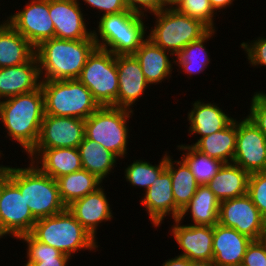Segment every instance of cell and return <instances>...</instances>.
I'll list each match as a JSON object with an SVG mask.
<instances>
[{
	"mask_svg": "<svg viewBox=\"0 0 266 266\" xmlns=\"http://www.w3.org/2000/svg\"><path fill=\"white\" fill-rule=\"evenodd\" d=\"M133 112L125 108L100 106L85 119V137L111 151L119 159H124L128 155V123Z\"/></svg>",
	"mask_w": 266,
	"mask_h": 266,
	"instance_id": "52a82bcc",
	"label": "cell"
},
{
	"mask_svg": "<svg viewBox=\"0 0 266 266\" xmlns=\"http://www.w3.org/2000/svg\"><path fill=\"white\" fill-rule=\"evenodd\" d=\"M249 174L266 171V137L246 116L237 120L233 162Z\"/></svg>",
	"mask_w": 266,
	"mask_h": 266,
	"instance_id": "4fadbf2b",
	"label": "cell"
},
{
	"mask_svg": "<svg viewBox=\"0 0 266 266\" xmlns=\"http://www.w3.org/2000/svg\"><path fill=\"white\" fill-rule=\"evenodd\" d=\"M179 12L201 21L210 30H216L215 16L217 12L212 8L209 0H183L176 8Z\"/></svg>",
	"mask_w": 266,
	"mask_h": 266,
	"instance_id": "d590c367",
	"label": "cell"
},
{
	"mask_svg": "<svg viewBox=\"0 0 266 266\" xmlns=\"http://www.w3.org/2000/svg\"><path fill=\"white\" fill-rule=\"evenodd\" d=\"M216 31L209 30L203 37L192 41L175 56V64L179 68L177 69L178 73L183 71L191 77V75L200 74L207 69L212 59H210L208 49H206V43L216 36Z\"/></svg>",
	"mask_w": 266,
	"mask_h": 266,
	"instance_id": "4dcf8cb0",
	"label": "cell"
},
{
	"mask_svg": "<svg viewBox=\"0 0 266 266\" xmlns=\"http://www.w3.org/2000/svg\"><path fill=\"white\" fill-rule=\"evenodd\" d=\"M77 79L91 91L100 106L117 107L119 83L113 53L96 47Z\"/></svg>",
	"mask_w": 266,
	"mask_h": 266,
	"instance_id": "9c48e42d",
	"label": "cell"
},
{
	"mask_svg": "<svg viewBox=\"0 0 266 266\" xmlns=\"http://www.w3.org/2000/svg\"><path fill=\"white\" fill-rule=\"evenodd\" d=\"M144 193L140 202L153 227H160L167 216L178 219L181 210L175 205L171 175L166 169Z\"/></svg>",
	"mask_w": 266,
	"mask_h": 266,
	"instance_id": "ac0fdd59",
	"label": "cell"
},
{
	"mask_svg": "<svg viewBox=\"0 0 266 266\" xmlns=\"http://www.w3.org/2000/svg\"><path fill=\"white\" fill-rule=\"evenodd\" d=\"M247 194L266 220V171L250 174Z\"/></svg>",
	"mask_w": 266,
	"mask_h": 266,
	"instance_id": "8d00e7d4",
	"label": "cell"
},
{
	"mask_svg": "<svg viewBox=\"0 0 266 266\" xmlns=\"http://www.w3.org/2000/svg\"><path fill=\"white\" fill-rule=\"evenodd\" d=\"M237 139V119L226 128L203 138H197L191 145L203 154L220 160L224 164L232 163Z\"/></svg>",
	"mask_w": 266,
	"mask_h": 266,
	"instance_id": "83f0119b",
	"label": "cell"
},
{
	"mask_svg": "<svg viewBox=\"0 0 266 266\" xmlns=\"http://www.w3.org/2000/svg\"><path fill=\"white\" fill-rule=\"evenodd\" d=\"M212 8L217 12H221L227 7L233 5V1L235 0H209Z\"/></svg>",
	"mask_w": 266,
	"mask_h": 266,
	"instance_id": "ee69618b",
	"label": "cell"
},
{
	"mask_svg": "<svg viewBox=\"0 0 266 266\" xmlns=\"http://www.w3.org/2000/svg\"><path fill=\"white\" fill-rule=\"evenodd\" d=\"M82 168L96 175L101 181L106 180L109 174L114 173L119 158L100 144L87 139L85 136L78 146Z\"/></svg>",
	"mask_w": 266,
	"mask_h": 266,
	"instance_id": "f1b7e54d",
	"label": "cell"
},
{
	"mask_svg": "<svg viewBox=\"0 0 266 266\" xmlns=\"http://www.w3.org/2000/svg\"><path fill=\"white\" fill-rule=\"evenodd\" d=\"M250 174L234 163L223 164L207 184L219 201L236 198L248 193Z\"/></svg>",
	"mask_w": 266,
	"mask_h": 266,
	"instance_id": "4316f807",
	"label": "cell"
},
{
	"mask_svg": "<svg viewBox=\"0 0 266 266\" xmlns=\"http://www.w3.org/2000/svg\"><path fill=\"white\" fill-rule=\"evenodd\" d=\"M162 266H190V260L183 256H175L171 259L165 260Z\"/></svg>",
	"mask_w": 266,
	"mask_h": 266,
	"instance_id": "7bdbcfd3",
	"label": "cell"
},
{
	"mask_svg": "<svg viewBox=\"0 0 266 266\" xmlns=\"http://www.w3.org/2000/svg\"><path fill=\"white\" fill-rule=\"evenodd\" d=\"M31 234L71 258L82 250L96 252L100 246L68 208L56 215L38 219Z\"/></svg>",
	"mask_w": 266,
	"mask_h": 266,
	"instance_id": "5b68a950",
	"label": "cell"
},
{
	"mask_svg": "<svg viewBox=\"0 0 266 266\" xmlns=\"http://www.w3.org/2000/svg\"><path fill=\"white\" fill-rule=\"evenodd\" d=\"M85 136V120L44 115L34 149L78 148Z\"/></svg>",
	"mask_w": 266,
	"mask_h": 266,
	"instance_id": "5bb4252c",
	"label": "cell"
},
{
	"mask_svg": "<svg viewBox=\"0 0 266 266\" xmlns=\"http://www.w3.org/2000/svg\"><path fill=\"white\" fill-rule=\"evenodd\" d=\"M63 203L69 206L73 201L96 191L103 184L96 175L87 170H79L56 179Z\"/></svg>",
	"mask_w": 266,
	"mask_h": 266,
	"instance_id": "1f68e13d",
	"label": "cell"
},
{
	"mask_svg": "<svg viewBox=\"0 0 266 266\" xmlns=\"http://www.w3.org/2000/svg\"><path fill=\"white\" fill-rule=\"evenodd\" d=\"M253 240L231 227L213 226V263L215 266H241L247 247Z\"/></svg>",
	"mask_w": 266,
	"mask_h": 266,
	"instance_id": "ffe728a7",
	"label": "cell"
},
{
	"mask_svg": "<svg viewBox=\"0 0 266 266\" xmlns=\"http://www.w3.org/2000/svg\"><path fill=\"white\" fill-rule=\"evenodd\" d=\"M45 115L44 94L35 91L19 94L0 101V121L9 140L22 147L27 155L38 142Z\"/></svg>",
	"mask_w": 266,
	"mask_h": 266,
	"instance_id": "6da1fadb",
	"label": "cell"
},
{
	"mask_svg": "<svg viewBox=\"0 0 266 266\" xmlns=\"http://www.w3.org/2000/svg\"><path fill=\"white\" fill-rule=\"evenodd\" d=\"M134 56L138 59L143 74L150 85L160 84L166 79L170 81L168 79L172 77L173 66L175 65V58L170 52L163 50L147 38L134 53Z\"/></svg>",
	"mask_w": 266,
	"mask_h": 266,
	"instance_id": "cb8c5ba5",
	"label": "cell"
},
{
	"mask_svg": "<svg viewBox=\"0 0 266 266\" xmlns=\"http://www.w3.org/2000/svg\"><path fill=\"white\" fill-rule=\"evenodd\" d=\"M106 194L104 187L101 186L96 191L73 201L67 206L75 219L95 240L98 239L96 238V234L97 229L100 227V223L109 222L114 217L111 205L109 204V198H107Z\"/></svg>",
	"mask_w": 266,
	"mask_h": 266,
	"instance_id": "d6986e66",
	"label": "cell"
},
{
	"mask_svg": "<svg viewBox=\"0 0 266 266\" xmlns=\"http://www.w3.org/2000/svg\"><path fill=\"white\" fill-rule=\"evenodd\" d=\"M176 149L178 151H185L181 155V159L190 168L192 175L199 185H207L224 164L218 159L203 154L189 144H180Z\"/></svg>",
	"mask_w": 266,
	"mask_h": 266,
	"instance_id": "836d02e7",
	"label": "cell"
},
{
	"mask_svg": "<svg viewBox=\"0 0 266 266\" xmlns=\"http://www.w3.org/2000/svg\"><path fill=\"white\" fill-rule=\"evenodd\" d=\"M4 166H5V165H1V164H0V172H1V170L4 168Z\"/></svg>",
	"mask_w": 266,
	"mask_h": 266,
	"instance_id": "681fc988",
	"label": "cell"
},
{
	"mask_svg": "<svg viewBox=\"0 0 266 266\" xmlns=\"http://www.w3.org/2000/svg\"><path fill=\"white\" fill-rule=\"evenodd\" d=\"M241 266H266V238L250 243Z\"/></svg>",
	"mask_w": 266,
	"mask_h": 266,
	"instance_id": "ab89813d",
	"label": "cell"
},
{
	"mask_svg": "<svg viewBox=\"0 0 266 266\" xmlns=\"http://www.w3.org/2000/svg\"><path fill=\"white\" fill-rule=\"evenodd\" d=\"M182 223L175 219L170 229V234L182 250L178 255L189 260L213 261V226Z\"/></svg>",
	"mask_w": 266,
	"mask_h": 266,
	"instance_id": "2e32d148",
	"label": "cell"
},
{
	"mask_svg": "<svg viewBox=\"0 0 266 266\" xmlns=\"http://www.w3.org/2000/svg\"><path fill=\"white\" fill-rule=\"evenodd\" d=\"M166 169V151L158 164H151L144 159L134 160L124 170V178L129 185L135 188H144V192L156 181L159 175ZM137 186V187H136Z\"/></svg>",
	"mask_w": 266,
	"mask_h": 266,
	"instance_id": "e575fe53",
	"label": "cell"
},
{
	"mask_svg": "<svg viewBox=\"0 0 266 266\" xmlns=\"http://www.w3.org/2000/svg\"><path fill=\"white\" fill-rule=\"evenodd\" d=\"M190 266H215L213 261L190 260Z\"/></svg>",
	"mask_w": 266,
	"mask_h": 266,
	"instance_id": "bcb514c9",
	"label": "cell"
},
{
	"mask_svg": "<svg viewBox=\"0 0 266 266\" xmlns=\"http://www.w3.org/2000/svg\"><path fill=\"white\" fill-rule=\"evenodd\" d=\"M194 102V103H193ZM192 109L187 113L189 121L188 136L199 135L198 138L211 135L226 128L235 118L227 114L216 103L196 100L193 101Z\"/></svg>",
	"mask_w": 266,
	"mask_h": 266,
	"instance_id": "603a6c76",
	"label": "cell"
},
{
	"mask_svg": "<svg viewBox=\"0 0 266 266\" xmlns=\"http://www.w3.org/2000/svg\"><path fill=\"white\" fill-rule=\"evenodd\" d=\"M16 240L27 244V261L23 266H68L72 259L56 248L37 240L31 233L21 235Z\"/></svg>",
	"mask_w": 266,
	"mask_h": 266,
	"instance_id": "d6a6232c",
	"label": "cell"
},
{
	"mask_svg": "<svg viewBox=\"0 0 266 266\" xmlns=\"http://www.w3.org/2000/svg\"><path fill=\"white\" fill-rule=\"evenodd\" d=\"M2 238V219H1V214H0V240Z\"/></svg>",
	"mask_w": 266,
	"mask_h": 266,
	"instance_id": "7dc6e473",
	"label": "cell"
},
{
	"mask_svg": "<svg viewBox=\"0 0 266 266\" xmlns=\"http://www.w3.org/2000/svg\"><path fill=\"white\" fill-rule=\"evenodd\" d=\"M128 10L148 17L164 9L163 0H125Z\"/></svg>",
	"mask_w": 266,
	"mask_h": 266,
	"instance_id": "b9f144b4",
	"label": "cell"
},
{
	"mask_svg": "<svg viewBox=\"0 0 266 266\" xmlns=\"http://www.w3.org/2000/svg\"><path fill=\"white\" fill-rule=\"evenodd\" d=\"M119 89L117 107L133 110L136 101L144 95L150 84L134 54L116 55Z\"/></svg>",
	"mask_w": 266,
	"mask_h": 266,
	"instance_id": "e0dca14e",
	"label": "cell"
},
{
	"mask_svg": "<svg viewBox=\"0 0 266 266\" xmlns=\"http://www.w3.org/2000/svg\"><path fill=\"white\" fill-rule=\"evenodd\" d=\"M45 114L87 119L100 105L78 79L41 80Z\"/></svg>",
	"mask_w": 266,
	"mask_h": 266,
	"instance_id": "8992f818",
	"label": "cell"
},
{
	"mask_svg": "<svg viewBox=\"0 0 266 266\" xmlns=\"http://www.w3.org/2000/svg\"><path fill=\"white\" fill-rule=\"evenodd\" d=\"M97 29L92 30L96 47L116 55L134 54L147 39L146 16L129 10L98 17ZM145 23V24H144Z\"/></svg>",
	"mask_w": 266,
	"mask_h": 266,
	"instance_id": "277c9868",
	"label": "cell"
},
{
	"mask_svg": "<svg viewBox=\"0 0 266 266\" xmlns=\"http://www.w3.org/2000/svg\"><path fill=\"white\" fill-rule=\"evenodd\" d=\"M173 160L166 152V170L171 175L175 205L182 210L194 196L199 184L182 159Z\"/></svg>",
	"mask_w": 266,
	"mask_h": 266,
	"instance_id": "f546056e",
	"label": "cell"
},
{
	"mask_svg": "<svg viewBox=\"0 0 266 266\" xmlns=\"http://www.w3.org/2000/svg\"><path fill=\"white\" fill-rule=\"evenodd\" d=\"M250 111L246 115L266 137V93L256 91L250 101Z\"/></svg>",
	"mask_w": 266,
	"mask_h": 266,
	"instance_id": "74e56055",
	"label": "cell"
},
{
	"mask_svg": "<svg viewBox=\"0 0 266 266\" xmlns=\"http://www.w3.org/2000/svg\"><path fill=\"white\" fill-rule=\"evenodd\" d=\"M95 48L94 39L43 41L35 48L41 80L77 79Z\"/></svg>",
	"mask_w": 266,
	"mask_h": 266,
	"instance_id": "7a4b0ae2",
	"label": "cell"
},
{
	"mask_svg": "<svg viewBox=\"0 0 266 266\" xmlns=\"http://www.w3.org/2000/svg\"><path fill=\"white\" fill-rule=\"evenodd\" d=\"M220 201L207 185H199L190 202L183 207L178 217L184 221L188 214L190 225L214 226L218 223Z\"/></svg>",
	"mask_w": 266,
	"mask_h": 266,
	"instance_id": "484cf974",
	"label": "cell"
},
{
	"mask_svg": "<svg viewBox=\"0 0 266 266\" xmlns=\"http://www.w3.org/2000/svg\"><path fill=\"white\" fill-rule=\"evenodd\" d=\"M2 156H4V154H3V151L0 150V159L2 158Z\"/></svg>",
	"mask_w": 266,
	"mask_h": 266,
	"instance_id": "c3c4849f",
	"label": "cell"
},
{
	"mask_svg": "<svg viewBox=\"0 0 266 266\" xmlns=\"http://www.w3.org/2000/svg\"><path fill=\"white\" fill-rule=\"evenodd\" d=\"M25 7L7 16V22L35 48L55 38L54 23L49 16V0H29Z\"/></svg>",
	"mask_w": 266,
	"mask_h": 266,
	"instance_id": "7c38bea8",
	"label": "cell"
},
{
	"mask_svg": "<svg viewBox=\"0 0 266 266\" xmlns=\"http://www.w3.org/2000/svg\"><path fill=\"white\" fill-rule=\"evenodd\" d=\"M1 171L19 188L36 220L56 215L67 208L61 200L57 181L31 161L28 167L5 165Z\"/></svg>",
	"mask_w": 266,
	"mask_h": 266,
	"instance_id": "3957f363",
	"label": "cell"
},
{
	"mask_svg": "<svg viewBox=\"0 0 266 266\" xmlns=\"http://www.w3.org/2000/svg\"><path fill=\"white\" fill-rule=\"evenodd\" d=\"M240 48L245 51L247 60L253 67L266 66V36H259L251 42L240 43Z\"/></svg>",
	"mask_w": 266,
	"mask_h": 266,
	"instance_id": "f35d334b",
	"label": "cell"
},
{
	"mask_svg": "<svg viewBox=\"0 0 266 266\" xmlns=\"http://www.w3.org/2000/svg\"><path fill=\"white\" fill-rule=\"evenodd\" d=\"M154 25L147 38L155 45L170 52L174 57L192 41L203 37L210 29L177 9H166L151 14ZM154 26V27H153Z\"/></svg>",
	"mask_w": 266,
	"mask_h": 266,
	"instance_id": "ba28073f",
	"label": "cell"
},
{
	"mask_svg": "<svg viewBox=\"0 0 266 266\" xmlns=\"http://www.w3.org/2000/svg\"><path fill=\"white\" fill-rule=\"evenodd\" d=\"M82 1L86 5H88V7L90 8L92 7L93 10H97V13H99L98 17L107 14H116L128 10L125 0H82Z\"/></svg>",
	"mask_w": 266,
	"mask_h": 266,
	"instance_id": "60d3db41",
	"label": "cell"
},
{
	"mask_svg": "<svg viewBox=\"0 0 266 266\" xmlns=\"http://www.w3.org/2000/svg\"><path fill=\"white\" fill-rule=\"evenodd\" d=\"M79 0H49V16L54 23L55 38L66 40L93 39ZM82 7V8H81Z\"/></svg>",
	"mask_w": 266,
	"mask_h": 266,
	"instance_id": "9a60e30c",
	"label": "cell"
},
{
	"mask_svg": "<svg viewBox=\"0 0 266 266\" xmlns=\"http://www.w3.org/2000/svg\"><path fill=\"white\" fill-rule=\"evenodd\" d=\"M35 55V47L4 19L0 22V68L18 66Z\"/></svg>",
	"mask_w": 266,
	"mask_h": 266,
	"instance_id": "d4e9b609",
	"label": "cell"
},
{
	"mask_svg": "<svg viewBox=\"0 0 266 266\" xmlns=\"http://www.w3.org/2000/svg\"><path fill=\"white\" fill-rule=\"evenodd\" d=\"M183 0H163L164 8L176 9Z\"/></svg>",
	"mask_w": 266,
	"mask_h": 266,
	"instance_id": "f6af8a7d",
	"label": "cell"
},
{
	"mask_svg": "<svg viewBox=\"0 0 266 266\" xmlns=\"http://www.w3.org/2000/svg\"><path fill=\"white\" fill-rule=\"evenodd\" d=\"M40 84L39 66L35 55L24 64L0 68V101L35 91Z\"/></svg>",
	"mask_w": 266,
	"mask_h": 266,
	"instance_id": "7402d4cb",
	"label": "cell"
},
{
	"mask_svg": "<svg viewBox=\"0 0 266 266\" xmlns=\"http://www.w3.org/2000/svg\"><path fill=\"white\" fill-rule=\"evenodd\" d=\"M218 223L234 228L252 240L266 238V220L248 194L220 201Z\"/></svg>",
	"mask_w": 266,
	"mask_h": 266,
	"instance_id": "8fae6325",
	"label": "cell"
},
{
	"mask_svg": "<svg viewBox=\"0 0 266 266\" xmlns=\"http://www.w3.org/2000/svg\"><path fill=\"white\" fill-rule=\"evenodd\" d=\"M0 214L2 219V238H18L31 233L37 221L22 197L19 188L0 172Z\"/></svg>",
	"mask_w": 266,
	"mask_h": 266,
	"instance_id": "30bf717a",
	"label": "cell"
},
{
	"mask_svg": "<svg viewBox=\"0 0 266 266\" xmlns=\"http://www.w3.org/2000/svg\"><path fill=\"white\" fill-rule=\"evenodd\" d=\"M29 160L53 179L82 170L78 148L33 149Z\"/></svg>",
	"mask_w": 266,
	"mask_h": 266,
	"instance_id": "44dd1931",
	"label": "cell"
}]
</instances>
